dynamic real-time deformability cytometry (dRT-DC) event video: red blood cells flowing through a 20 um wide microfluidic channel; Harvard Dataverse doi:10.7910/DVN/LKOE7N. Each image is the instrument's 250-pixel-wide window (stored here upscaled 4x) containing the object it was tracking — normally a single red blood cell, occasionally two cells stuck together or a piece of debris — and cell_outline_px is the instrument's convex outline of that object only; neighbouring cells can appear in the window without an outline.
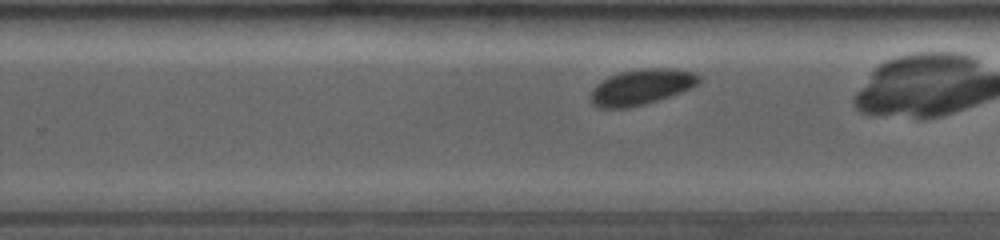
{"species": "common noctule bat (a hibernating species)", "species_latin": "Nyctalus noctula", "temperature_condition": "room temperature", "stored_images_in_passage": 36, "camera_frame_rate_fps": 4000, "um_per_image_px": 0.085, "animal": {"sex": "female", "body_mass_g": 19.0, "forearm_length_mm": 53.3}, "frame": {"image": 1, "passage_image": 22, "time_ms": 5.0, "image_size_px": [1000, 240], "cell_outline_px": [[700, 80], [692, 88], [644, 104], [628, 108], [596, 108], [592, 104], [592, 88], [596, 84], [608, 76], [620, 72], [640, 68], [668, 68], [696, 72], [700, 76]], "centroid_in_image_um": [54.5, 7.38], "position_along_channel_um": 275.3, "area_um2": 22.43}}